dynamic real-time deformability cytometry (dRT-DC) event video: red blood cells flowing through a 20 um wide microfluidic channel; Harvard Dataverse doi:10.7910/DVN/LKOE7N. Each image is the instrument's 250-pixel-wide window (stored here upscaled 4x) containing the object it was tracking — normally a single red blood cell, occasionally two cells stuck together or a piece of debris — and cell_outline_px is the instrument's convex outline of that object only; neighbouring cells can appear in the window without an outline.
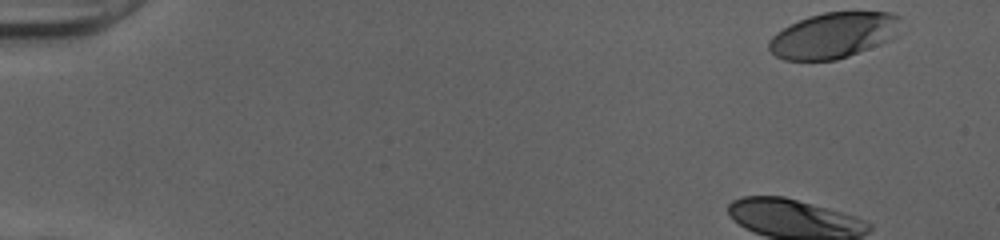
{"species": "human", "species_latin": "Homo sapiens", "temperature_condition": "cold", "stored_images_in_passage": 42, "camera_frame_rate_fps": 3000, "um_per_image_px": 0.085, "donor": {"sex": "female"}, "frame": {"image": 1, "passage_image": 1, "time_ms": 0.0, "image_size_px": [1000, 240], "cell_outline_px": [[900, 36], [892, 40], [848, 56], [836, 60], [784, 60], [776, 56], [768, 48], [768, 40], [776, 32], [808, 16], [824, 12], [892, 12], [900, 16]], "centroid_in_image_um": [70.91, 3.0], "position_along_channel_um": 14.1, "area_um2": 35.43}, "authors_computed_cell_mechanics": {"area_um2": 35.4603, "velocity_mm_per_s": 4.0212, "shape_relaxation_time_tau1_ms": 3.5116, "shape_relaxation_time_tau2_ms": 1.0112, "deformation_change_tau1": 0.1904, "deformation_change_tau2": 0.0635}}